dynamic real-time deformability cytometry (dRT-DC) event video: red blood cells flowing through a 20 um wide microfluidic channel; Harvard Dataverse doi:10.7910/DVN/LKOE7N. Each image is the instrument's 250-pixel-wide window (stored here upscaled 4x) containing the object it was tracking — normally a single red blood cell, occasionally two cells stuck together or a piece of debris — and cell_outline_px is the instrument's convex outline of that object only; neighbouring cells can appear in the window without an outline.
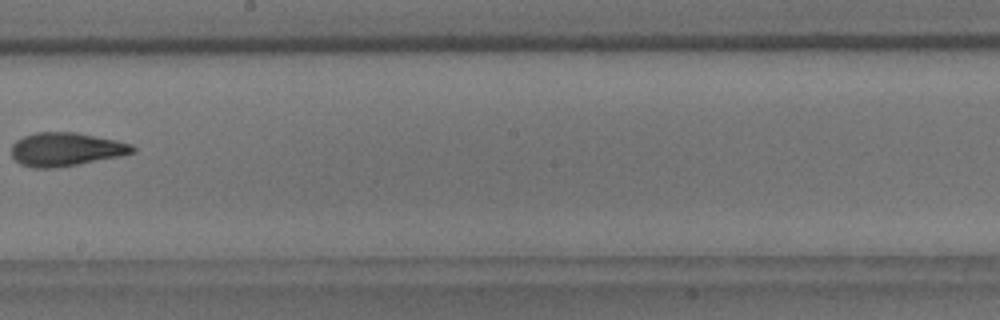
{"species": "common noctule bat (a hibernating species)", "species_latin": "Nyctalus noctula", "temperature_condition": "room temperature", "stored_images_in_passage": 9, "camera_frame_rate_fps": 3000, "um_per_image_px": 0.085, "animal": {"sex": "male", "body_mass_g": 18.8}, "frame": {"image": 1, "passage_image": 9, "time_ms": 9.0, "image_size_px": [1000, 320], "cell_outline_px": [[136, 152], [120, 156], [56, 168], [32, 168], [20, 164], [12, 156], [12, 144], [16, 140], [24, 136], [36, 132], [76, 132], [116, 140], [132, 144], [136, 148]], "centroid_in_image_um": [5.6, 12.69], "position_along_channel_um": 242.6, "area_um2": 23.7}}